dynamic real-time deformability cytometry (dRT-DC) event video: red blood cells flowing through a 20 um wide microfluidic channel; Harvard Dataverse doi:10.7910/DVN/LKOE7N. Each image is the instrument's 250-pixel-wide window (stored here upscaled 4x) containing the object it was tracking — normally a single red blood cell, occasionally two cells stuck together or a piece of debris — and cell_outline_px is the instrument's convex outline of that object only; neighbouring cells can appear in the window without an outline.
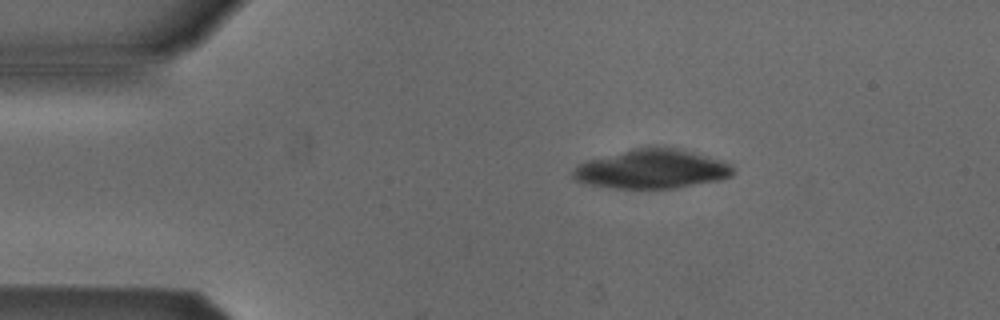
{"species": "Egyptian fruit bat (a non-hibernating species)", "species_latin": "Rousettus aegyptiacus", "temperature_condition": "cold", "stored_images_in_passage": 5, "camera_frame_rate_fps": 3000, "um_per_image_px": 0.085, "animal": {"sex": "male"}, "frame": {"image": 1, "passage_image": 2, "time_ms": 1.333, "image_size_px": [1000, 320], "cell_outline_px": [[736, 172], [732, 176], [720, 180], [676, 188], [612, 188], [588, 184], [576, 180], [572, 176], [572, 172], [576, 164], [588, 160], [632, 148], [652, 144], [656, 144], [676, 148], [692, 152], [720, 160], [732, 164]], "centroid_in_image_um": [55.41, 14.35], "position_along_channel_um": 29.6, "area_um2": 37.05}}